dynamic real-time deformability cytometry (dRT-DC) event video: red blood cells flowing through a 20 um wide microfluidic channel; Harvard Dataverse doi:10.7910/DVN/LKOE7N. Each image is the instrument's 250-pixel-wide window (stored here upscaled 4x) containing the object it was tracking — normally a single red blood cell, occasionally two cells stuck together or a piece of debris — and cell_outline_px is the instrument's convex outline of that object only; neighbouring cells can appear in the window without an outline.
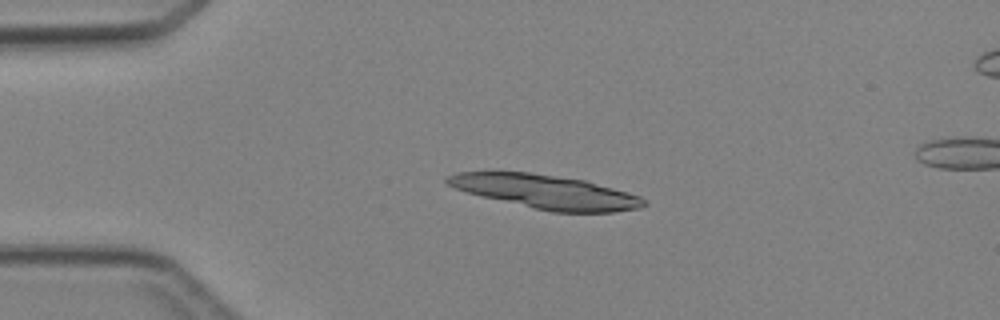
{"species": "Egyptian fruit bat (a non-hibernating species)", "species_latin": "Rousettus aegyptiacus", "temperature_condition": "cold", "stored_images_in_passage": 5, "camera_frame_rate_fps": 3000, "um_per_image_px": 0.085, "animal": {"sex": "female"}, "frame": {"image": 1, "passage_image": 3, "time_ms": 2.333, "image_size_px": [1000, 320], "cell_outline_px": [[648, 204], [640, 208], [612, 212], [552, 212], [484, 196], [468, 192], [456, 188], [448, 184], [444, 180], [444, 176], [456, 172], [528, 172], [584, 180], [640, 196]], "centroid_in_image_um": [46.39, 16.29], "position_along_channel_um": 38.6, "area_um2": 38.03}}